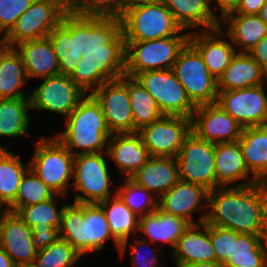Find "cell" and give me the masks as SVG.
Masks as SVG:
<instances>
[{"instance_id": "6da1fadb", "label": "cell", "mask_w": 267, "mask_h": 267, "mask_svg": "<svg viewBox=\"0 0 267 267\" xmlns=\"http://www.w3.org/2000/svg\"><path fill=\"white\" fill-rule=\"evenodd\" d=\"M206 207L211 210L200 215L198 224L206 222L238 233L267 235V188L262 182L213 189Z\"/></svg>"}, {"instance_id": "7a4b0ae2", "label": "cell", "mask_w": 267, "mask_h": 267, "mask_svg": "<svg viewBox=\"0 0 267 267\" xmlns=\"http://www.w3.org/2000/svg\"><path fill=\"white\" fill-rule=\"evenodd\" d=\"M66 119L65 130L54 136L73 156L107 152L105 146H108L112 134L100 103L91 93L80 101Z\"/></svg>"}, {"instance_id": "3957f363", "label": "cell", "mask_w": 267, "mask_h": 267, "mask_svg": "<svg viewBox=\"0 0 267 267\" xmlns=\"http://www.w3.org/2000/svg\"><path fill=\"white\" fill-rule=\"evenodd\" d=\"M59 237L69 242L82 256L101 251L112 238L118 251L120 242L112 235L104 210L97 203H70L62 214Z\"/></svg>"}, {"instance_id": "277c9868", "label": "cell", "mask_w": 267, "mask_h": 267, "mask_svg": "<svg viewBox=\"0 0 267 267\" xmlns=\"http://www.w3.org/2000/svg\"><path fill=\"white\" fill-rule=\"evenodd\" d=\"M78 63L69 77L86 94L93 93L106 81L118 79L125 74L126 69V43L123 33L105 45V48L85 50Z\"/></svg>"}, {"instance_id": "5b68a950", "label": "cell", "mask_w": 267, "mask_h": 267, "mask_svg": "<svg viewBox=\"0 0 267 267\" xmlns=\"http://www.w3.org/2000/svg\"><path fill=\"white\" fill-rule=\"evenodd\" d=\"M120 19L125 41H147L190 34L175 21L163 1L131 7L124 11Z\"/></svg>"}, {"instance_id": "8992f818", "label": "cell", "mask_w": 267, "mask_h": 267, "mask_svg": "<svg viewBox=\"0 0 267 267\" xmlns=\"http://www.w3.org/2000/svg\"><path fill=\"white\" fill-rule=\"evenodd\" d=\"M29 160L30 169L56 194L67 195L73 178L74 156L55 137H41Z\"/></svg>"}, {"instance_id": "52a82bcc", "label": "cell", "mask_w": 267, "mask_h": 267, "mask_svg": "<svg viewBox=\"0 0 267 267\" xmlns=\"http://www.w3.org/2000/svg\"><path fill=\"white\" fill-rule=\"evenodd\" d=\"M172 70L196 107L217 102V80L209 72L199 51L189 41L179 52Z\"/></svg>"}, {"instance_id": "ba28073f", "label": "cell", "mask_w": 267, "mask_h": 267, "mask_svg": "<svg viewBox=\"0 0 267 267\" xmlns=\"http://www.w3.org/2000/svg\"><path fill=\"white\" fill-rule=\"evenodd\" d=\"M189 36H169L147 41H125V74L135 77L148 70L172 69Z\"/></svg>"}, {"instance_id": "9c48e42d", "label": "cell", "mask_w": 267, "mask_h": 267, "mask_svg": "<svg viewBox=\"0 0 267 267\" xmlns=\"http://www.w3.org/2000/svg\"><path fill=\"white\" fill-rule=\"evenodd\" d=\"M107 152L78 154L74 156L73 168V191L74 203H97L103 202L117 194V190L111 194V176L107 162L104 158Z\"/></svg>"}, {"instance_id": "30bf717a", "label": "cell", "mask_w": 267, "mask_h": 267, "mask_svg": "<svg viewBox=\"0 0 267 267\" xmlns=\"http://www.w3.org/2000/svg\"><path fill=\"white\" fill-rule=\"evenodd\" d=\"M69 11L66 0H35L3 37L11 46L48 37Z\"/></svg>"}, {"instance_id": "8fae6325", "label": "cell", "mask_w": 267, "mask_h": 267, "mask_svg": "<svg viewBox=\"0 0 267 267\" xmlns=\"http://www.w3.org/2000/svg\"><path fill=\"white\" fill-rule=\"evenodd\" d=\"M135 78L157 102L164 115L192 117L196 106L188 98L172 69L143 71Z\"/></svg>"}, {"instance_id": "7c38bea8", "label": "cell", "mask_w": 267, "mask_h": 267, "mask_svg": "<svg viewBox=\"0 0 267 267\" xmlns=\"http://www.w3.org/2000/svg\"><path fill=\"white\" fill-rule=\"evenodd\" d=\"M179 179L211 191L216 189L215 143L198 138L191 132L177 155Z\"/></svg>"}, {"instance_id": "4fadbf2b", "label": "cell", "mask_w": 267, "mask_h": 267, "mask_svg": "<svg viewBox=\"0 0 267 267\" xmlns=\"http://www.w3.org/2000/svg\"><path fill=\"white\" fill-rule=\"evenodd\" d=\"M152 157L177 158L191 133V118L164 115L138 131Z\"/></svg>"}, {"instance_id": "5bb4252c", "label": "cell", "mask_w": 267, "mask_h": 267, "mask_svg": "<svg viewBox=\"0 0 267 267\" xmlns=\"http://www.w3.org/2000/svg\"><path fill=\"white\" fill-rule=\"evenodd\" d=\"M216 104L243 128L267 125V94L263 84L218 91Z\"/></svg>"}, {"instance_id": "9a60e30c", "label": "cell", "mask_w": 267, "mask_h": 267, "mask_svg": "<svg viewBox=\"0 0 267 267\" xmlns=\"http://www.w3.org/2000/svg\"><path fill=\"white\" fill-rule=\"evenodd\" d=\"M30 95L31 109L61 114L66 118L87 95L69 76L57 74L43 78Z\"/></svg>"}, {"instance_id": "2e32d148", "label": "cell", "mask_w": 267, "mask_h": 267, "mask_svg": "<svg viewBox=\"0 0 267 267\" xmlns=\"http://www.w3.org/2000/svg\"><path fill=\"white\" fill-rule=\"evenodd\" d=\"M100 103L111 134L133 133V114L128 93V75L103 83L91 93Z\"/></svg>"}, {"instance_id": "e0dca14e", "label": "cell", "mask_w": 267, "mask_h": 267, "mask_svg": "<svg viewBox=\"0 0 267 267\" xmlns=\"http://www.w3.org/2000/svg\"><path fill=\"white\" fill-rule=\"evenodd\" d=\"M243 127L216 103L196 107L191 117V132L212 143L236 142Z\"/></svg>"}, {"instance_id": "ac0fdd59", "label": "cell", "mask_w": 267, "mask_h": 267, "mask_svg": "<svg viewBox=\"0 0 267 267\" xmlns=\"http://www.w3.org/2000/svg\"><path fill=\"white\" fill-rule=\"evenodd\" d=\"M32 234L16 212L4 210L0 217V246L15 266L33 263L38 250L32 243Z\"/></svg>"}, {"instance_id": "d6986e66", "label": "cell", "mask_w": 267, "mask_h": 267, "mask_svg": "<svg viewBox=\"0 0 267 267\" xmlns=\"http://www.w3.org/2000/svg\"><path fill=\"white\" fill-rule=\"evenodd\" d=\"M222 26L211 30L190 32L189 42L199 51L204 63L213 77L218 80L230 65L236 48L233 43L222 38L225 32Z\"/></svg>"}, {"instance_id": "ffe728a7", "label": "cell", "mask_w": 267, "mask_h": 267, "mask_svg": "<svg viewBox=\"0 0 267 267\" xmlns=\"http://www.w3.org/2000/svg\"><path fill=\"white\" fill-rule=\"evenodd\" d=\"M48 37L59 61V74L70 76L82 58L79 45V15L68 11Z\"/></svg>"}, {"instance_id": "44dd1931", "label": "cell", "mask_w": 267, "mask_h": 267, "mask_svg": "<svg viewBox=\"0 0 267 267\" xmlns=\"http://www.w3.org/2000/svg\"><path fill=\"white\" fill-rule=\"evenodd\" d=\"M216 188L247 186L259 181L246 167L239 141L215 144ZM247 181H244L246 180ZM243 180L242 183L236 181ZM236 182L235 184H233Z\"/></svg>"}, {"instance_id": "7402d4cb", "label": "cell", "mask_w": 267, "mask_h": 267, "mask_svg": "<svg viewBox=\"0 0 267 267\" xmlns=\"http://www.w3.org/2000/svg\"><path fill=\"white\" fill-rule=\"evenodd\" d=\"M106 147L107 156L125 178H131L151 157L138 132L112 134Z\"/></svg>"}, {"instance_id": "603a6c76", "label": "cell", "mask_w": 267, "mask_h": 267, "mask_svg": "<svg viewBox=\"0 0 267 267\" xmlns=\"http://www.w3.org/2000/svg\"><path fill=\"white\" fill-rule=\"evenodd\" d=\"M209 190L205 187L179 180L169 191L158 199V207L169 214L176 215L188 221L194 222L192 214L201 210L202 200L208 204Z\"/></svg>"}, {"instance_id": "cb8c5ba5", "label": "cell", "mask_w": 267, "mask_h": 267, "mask_svg": "<svg viewBox=\"0 0 267 267\" xmlns=\"http://www.w3.org/2000/svg\"><path fill=\"white\" fill-rule=\"evenodd\" d=\"M130 179L159 199L180 180L177 158L151 156Z\"/></svg>"}, {"instance_id": "d4e9b609", "label": "cell", "mask_w": 267, "mask_h": 267, "mask_svg": "<svg viewBox=\"0 0 267 267\" xmlns=\"http://www.w3.org/2000/svg\"><path fill=\"white\" fill-rule=\"evenodd\" d=\"M15 48L22 57L28 79L59 74V61L49 37L25 41Z\"/></svg>"}, {"instance_id": "484cf974", "label": "cell", "mask_w": 267, "mask_h": 267, "mask_svg": "<svg viewBox=\"0 0 267 267\" xmlns=\"http://www.w3.org/2000/svg\"><path fill=\"white\" fill-rule=\"evenodd\" d=\"M170 253L175 258L176 265L215 262L216 256L209 238V224H190Z\"/></svg>"}, {"instance_id": "4316f807", "label": "cell", "mask_w": 267, "mask_h": 267, "mask_svg": "<svg viewBox=\"0 0 267 267\" xmlns=\"http://www.w3.org/2000/svg\"><path fill=\"white\" fill-rule=\"evenodd\" d=\"M267 72L247 52H236L230 65L217 80L218 91L249 88L264 84Z\"/></svg>"}, {"instance_id": "83f0119b", "label": "cell", "mask_w": 267, "mask_h": 267, "mask_svg": "<svg viewBox=\"0 0 267 267\" xmlns=\"http://www.w3.org/2000/svg\"><path fill=\"white\" fill-rule=\"evenodd\" d=\"M189 225L185 219L166 213L158 207L154 212L139 217L138 232L146 234L145 239L150 242L162 241L169 244L173 251Z\"/></svg>"}, {"instance_id": "f1b7e54d", "label": "cell", "mask_w": 267, "mask_h": 267, "mask_svg": "<svg viewBox=\"0 0 267 267\" xmlns=\"http://www.w3.org/2000/svg\"><path fill=\"white\" fill-rule=\"evenodd\" d=\"M163 2L183 30L202 27L203 30H211L221 26L219 16L211 9L209 0H163Z\"/></svg>"}, {"instance_id": "f546056e", "label": "cell", "mask_w": 267, "mask_h": 267, "mask_svg": "<svg viewBox=\"0 0 267 267\" xmlns=\"http://www.w3.org/2000/svg\"><path fill=\"white\" fill-rule=\"evenodd\" d=\"M220 25H225L227 37L237 52H249L267 35V24L258 14H229Z\"/></svg>"}, {"instance_id": "4dcf8cb0", "label": "cell", "mask_w": 267, "mask_h": 267, "mask_svg": "<svg viewBox=\"0 0 267 267\" xmlns=\"http://www.w3.org/2000/svg\"><path fill=\"white\" fill-rule=\"evenodd\" d=\"M122 32L120 18L87 17L79 15V45L81 55L85 50L105 48Z\"/></svg>"}, {"instance_id": "1f68e13d", "label": "cell", "mask_w": 267, "mask_h": 267, "mask_svg": "<svg viewBox=\"0 0 267 267\" xmlns=\"http://www.w3.org/2000/svg\"><path fill=\"white\" fill-rule=\"evenodd\" d=\"M238 141L247 169L262 182L267 177V125L244 127Z\"/></svg>"}, {"instance_id": "d6a6232c", "label": "cell", "mask_w": 267, "mask_h": 267, "mask_svg": "<svg viewBox=\"0 0 267 267\" xmlns=\"http://www.w3.org/2000/svg\"><path fill=\"white\" fill-rule=\"evenodd\" d=\"M99 204L104 210L112 235L121 243L120 256H124L130 235L137 234L139 216L130 210L118 194Z\"/></svg>"}, {"instance_id": "836d02e7", "label": "cell", "mask_w": 267, "mask_h": 267, "mask_svg": "<svg viewBox=\"0 0 267 267\" xmlns=\"http://www.w3.org/2000/svg\"><path fill=\"white\" fill-rule=\"evenodd\" d=\"M224 267H267V235L233 230L232 258Z\"/></svg>"}, {"instance_id": "e575fe53", "label": "cell", "mask_w": 267, "mask_h": 267, "mask_svg": "<svg viewBox=\"0 0 267 267\" xmlns=\"http://www.w3.org/2000/svg\"><path fill=\"white\" fill-rule=\"evenodd\" d=\"M21 158L5 148L0 149V204L6 210L16 212V195L19 184L30 168L24 166Z\"/></svg>"}, {"instance_id": "d590c367", "label": "cell", "mask_w": 267, "mask_h": 267, "mask_svg": "<svg viewBox=\"0 0 267 267\" xmlns=\"http://www.w3.org/2000/svg\"><path fill=\"white\" fill-rule=\"evenodd\" d=\"M30 97L0 98V136L21 138L28 134ZM0 149H4L0 145Z\"/></svg>"}, {"instance_id": "8d00e7d4", "label": "cell", "mask_w": 267, "mask_h": 267, "mask_svg": "<svg viewBox=\"0 0 267 267\" xmlns=\"http://www.w3.org/2000/svg\"><path fill=\"white\" fill-rule=\"evenodd\" d=\"M27 80L22 57L15 47H11L0 62V98L30 97L20 90Z\"/></svg>"}, {"instance_id": "74e56055", "label": "cell", "mask_w": 267, "mask_h": 267, "mask_svg": "<svg viewBox=\"0 0 267 267\" xmlns=\"http://www.w3.org/2000/svg\"><path fill=\"white\" fill-rule=\"evenodd\" d=\"M128 93L133 114V133L164 116L157 102L135 77L128 76Z\"/></svg>"}, {"instance_id": "f35d334b", "label": "cell", "mask_w": 267, "mask_h": 267, "mask_svg": "<svg viewBox=\"0 0 267 267\" xmlns=\"http://www.w3.org/2000/svg\"><path fill=\"white\" fill-rule=\"evenodd\" d=\"M55 197H60V194H55L51 199L40 203L20 207L16 213L30 228H56L59 230L67 203H63L58 209Z\"/></svg>"}, {"instance_id": "ab89813d", "label": "cell", "mask_w": 267, "mask_h": 267, "mask_svg": "<svg viewBox=\"0 0 267 267\" xmlns=\"http://www.w3.org/2000/svg\"><path fill=\"white\" fill-rule=\"evenodd\" d=\"M80 258L73 246L59 237L51 245L38 250L33 263L36 267H72Z\"/></svg>"}, {"instance_id": "60d3db41", "label": "cell", "mask_w": 267, "mask_h": 267, "mask_svg": "<svg viewBox=\"0 0 267 267\" xmlns=\"http://www.w3.org/2000/svg\"><path fill=\"white\" fill-rule=\"evenodd\" d=\"M116 190L124 203L139 217L158 208V198L130 178H125L124 183Z\"/></svg>"}, {"instance_id": "b9f144b4", "label": "cell", "mask_w": 267, "mask_h": 267, "mask_svg": "<svg viewBox=\"0 0 267 267\" xmlns=\"http://www.w3.org/2000/svg\"><path fill=\"white\" fill-rule=\"evenodd\" d=\"M56 193L48 187L30 168L24 174L16 195V211L51 199Z\"/></svg>"}, {"instance_id": "7bdbcfd3", "label": "cell", "mask_w": 267, "mask_h": 267, "mask_svg": "<svg viewBox=\"0 0 267 267\" xmlns=\"http://www.w3.org/2000/svg\"><path fill=\"white\" fill-rule=\"evenodd\" d=\"M68 9L80 16L121 18L125 5L124 0H70Z\"/></svg>"}, {"instance_id": "ee69618b", "label": "cell", "mask_w": 267, "mask_h": 267, "mask_svg": "<svg viewBox=\"0 0 267 267\" xmlns=\"http://www.w3.org/2000/svg\"><path fill=\"white\" fill-rule=\"evenodd\" d=\"M209 238L216 261L225 265L232 258L233 230L209 224Z\"/></svg>"}, {"instance_id": "f6af8a7d", "label": "cell", "mask_w": 267, "mask_h": 267, "mask_svg": "<svg viewBox=\"0 0 267 267\" xmlns=\"http://www.w3.org/2000/svg\"><path fill=\"white\" fill-rule=\"evenodd\" d=\"M35 0H0V34L5 37L14 27L17 19Z\"/></svg>"}, {"instance_id": "bcb514c9", "label": "cell", "mask_w": 267, "mask_h": 267, "mask_svg": "<svg viewBox=\"0 0 267 267\" xmlns=\"http://www.w3.org/2000/svg\"><path fill=\"white\" fill-rule=\"evenodd\" d=\"M148 242L147 240H135V245H130L131 250L130 252L132 253V264L134 267H156L158 258L159 256V249L156 248L153 250L149 248V245H147ZM146 246V249L148 250V254H152L151 256L147 255V257L143 256L144 254L140 255L141 249L140 247ZM156 250V251H155ZM158 253V254H157ZM149 256V257H148Z\"/></svg>"}, {"instance_id": "7dc6e473", "label": "cell", "mask_w": 267, "mask_h": 267, "mask_svg": "<svg viewBox=\"0 0 267 267\" xmlns=\"http://www.w3.org/2000/svg\"><path fill=\"white\" fill-rule=\"evenodd\" d=\"M32 243L37 250H41L59 238V230L56 228H31Z\"/></svg>"}, {"instance_id": "c3c4849f", "label": "cell", "mask_w": 267, "mask_h": 267, "mask_svg": "<svg viewBox=\"0 0 267 267\" xmlns=\"http://www.w3.org/2000/svg\"><path fill=\"white\" fill-rule=\"evenodd\" d=\"M248 53L267 72V35L261 39Z\"/></svg>"}, {"instance_id": "681fc988", "label": "cell", "mask_w": 267, "mask_h": 267, "mask_svg": "<svg viewBox=\"0 0 267 267\" xmlns=\"http://www.w3.org/2000/svg\"><path fill=\"white\" fill-rule=\"evenodd\" d=\"M266 0H240L234 13L231 14H259Z\"/></svg>"}, {"instance_id": "f907efd6", "label": "cell", "mask_w": 267, "mask_h": 267, "mask_svg": "<svg viewBox=\"0 0 267 267\" xmlns=\"http://www.w3.org/2000/svg\"><path fill=\"white\" fill-rule=\"evenodd\" d=\"M215 2V8L221 11L219 20L222 21L227 15L234 13L240 3V0H209V3Z\"/></svg>"}, {"instance_id": "816d5d0a", "label": "cell", "mask_w": 267, "mask_h": 267, "mask_svg": "<svg viewBox=\"0 0 267 267\" xmlns=\"http://www.w3.org/2000/svg\"><path fill=\"white\" fill-rule=\"evenodd\" d=\"M163 0H124L125 10L140 5L156 4Z\"/></svg>"}, {"instance_id": "f5cc1de1", "label": "cell", "mask_w": 267, "mask_h": 267, "mask_svg": "<svg viewBox=\"0 0 267 267\" xmlns=\"http://www.w3.org/2000/svg\"><path fill=\"white\" fill-rule=\"evenodd\" d=\"M176 267H224L222 263L215 262H194L184 265H176Z\"/></svg>"}, {"instance_id": "db71d44e", "label": "cell", "mask_w": 267, "mask_h": 267, "mask_svg": "<svg viewBox=\"0 0 267 267\" xmlns=\"http://www.w3.org/2000/svg\"><path fill=\"white\" fill-rule=\"evenodd\" d=\"M0 267H15L12 259L0 246Z\"/></svg>"}, {"instance_id": "11a10c76", "label": "cell", "mask_w": 267, "mask_h": 267, "mask_svg": "<svg viewBox=\"0 0 267 267\" xmlns=\"http://www.w3.org/2000/svg\"><path fill=\"white\" fill-rule=\"evenodd\" d=\"M11 48V46L5 41L2 37L0 39V62L3 58V55Z\"/></svg>"}, {"instance_id": "9f6ffc18", "label": "cell", "mask_w": 267, "mask_h": 267, "mask_svg": "<svg viewBox=\"0 0 267 267\" xmlns=\"http://www.w3.org/2000/svg\"><path fill=\"white\" fill-rule=\"evenodd\" d=\"M258 15L267 24V0L266 3L261 7L260 13Z\"/></svg>"}, {"instance_id": "6f0895ef", "label": "cell", "mask_w": 267, "mask_h": 267, "mask_svg": "<svg viewBox=\"0 0 267 267\" xmlns=\"http://www.w3.org/2000/svg\"><path fill=\"white\" fill-rule=\"evenodd\" d=\"M15 267H36L34 263H29V264H20L16 265Z\"/></svg>"}, {"instance_id": "680465c9", "label": "cell", "mask_w": 267, "mask_h": 267, "mask_svg": "<svg viewBox=\"0 0 267 267\" xmlns=\"http://www.w3.org/2000/svg\"><path fill=\"white\" fill-rule=\"evenodd\" d=\"M4 210H6V209H4V207L0 204V217H1L2 213L4 212Z\"/></svg>"}, {"instance_id": "91938a15", "label": "cell", "mask_w": 267, "mask_h": 267, "mask_svg": "<svg viewBox=\"0 0 267 267\" xmlns=\"http://www.w3.org/2000/svg\"><path fill=\"white\" fill-rule=\"evenodd\" d=\"M262 184L267 188V177L262 181Z\"/></svg>"}, {"instance_id": "94428289", "label": "cell", "mask_w": 267, "mask_h": 267, "mask_svg": "<svg viewBox=\"0 0 267 267\" xmlns=\"http://www.w3.org/2000/svg\"><path fill=\"white\" fill-rule=\"evenodd\" d=\"M263 85L265 86V88H267V74H266L265 82Z\"/></svg>"}]
</instances>
